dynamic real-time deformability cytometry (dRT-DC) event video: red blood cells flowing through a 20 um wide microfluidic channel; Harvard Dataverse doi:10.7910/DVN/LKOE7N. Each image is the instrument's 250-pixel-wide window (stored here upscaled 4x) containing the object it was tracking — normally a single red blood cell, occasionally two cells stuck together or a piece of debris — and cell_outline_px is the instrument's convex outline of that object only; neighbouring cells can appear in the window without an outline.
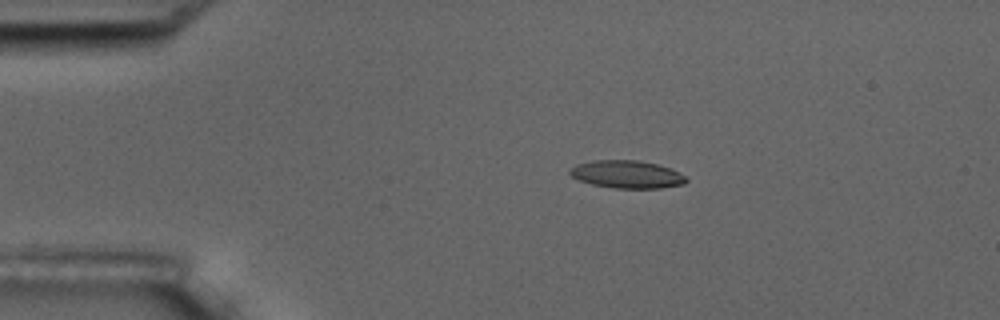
{"species": "common noctule bat (a hibernating species)", "species_latin": "Nyctalus noctula", "temperature_condition": "room temperature", "stored_images_in_passage": 5, "camera_frame_rate_fps": 3000, "um_per_image_px": 0.085, "animal": {"sex": "male", "body_mass_g": 17.5, "forearm_length_mm": 52.3}, "frame": {"image": 1, "passage_image": 2, "time_ms": 1.0, "image_size_px": [1000, 320], "cell_outline_px": [[688, 180], [684, 184], [660, 188], [612, 188], [592, 184], [580, 180], [572, 176], [568, 172], [576, 164], [596, 160], [640, 160], [672, 168], [680, 172]], "centroid_in_image_um": [53.32, 14.82], "position_along_channel_um": 31.7, "area_um2": 18.79}}
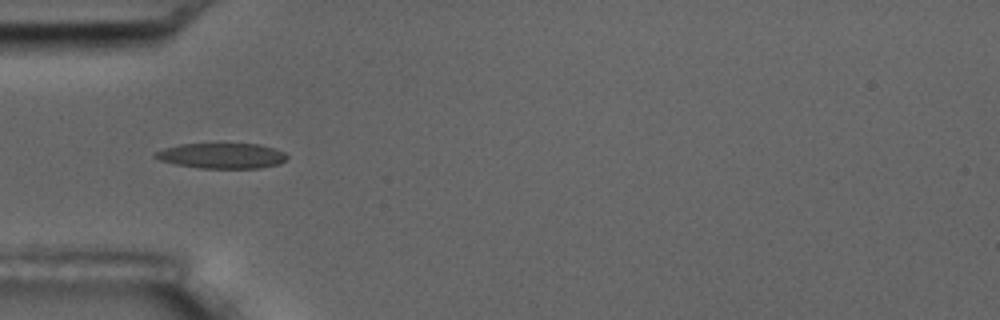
{"frame": {"image": 2, "passage_image": 4, "time_ms": 3.333, "image_size_px": [1000, 320], "cell_outline_px": [[288, 156], [280, 164], [260, 168], [200, 168], [176, 164], [160, 160], [152, 156], [152, 152], [164, 148], [180, 144], [260, 144], [276, 148], [284, 152]], "centroid_in_image_um": [18.85, 13.23], "position_along_channel_um": 66.2, "area_um2": 19.59}}